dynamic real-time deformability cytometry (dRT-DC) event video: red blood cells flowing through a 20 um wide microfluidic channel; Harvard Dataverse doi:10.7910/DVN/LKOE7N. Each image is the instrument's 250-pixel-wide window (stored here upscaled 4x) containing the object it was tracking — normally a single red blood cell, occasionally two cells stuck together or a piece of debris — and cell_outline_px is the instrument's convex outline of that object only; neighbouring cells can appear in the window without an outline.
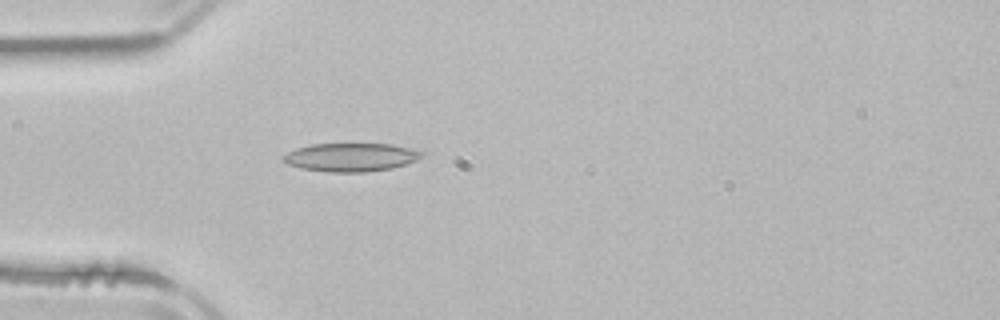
{"species": "common noctule bat (a hibernating species)", "species_latin": "Nyctalus noctula", "temperature_condition": "room temperature", "stored_images_in_passage": 1, "camera_frame_rate_fps": 3000, "um_per_image_px": 0.085, "animal": {"sex": "male", "body_mass_g": 21.5, "forearm_length_mm": 52.0}, "frame": {"image": 1, "passage_image": 1, "time_ms": 0.0, "image_size_px": [1000, 320], "cell_outline_px": [[424, 152], [416, 160], [392, 168], [364, 172], [328, 172], [300, 168], [288, 164], [280, 160], [288, 152], [296, 148], [312, 144], [392, 144], [412, 148]], "centroid_in_image_um": [29.8, 13.36], "position_along_channel_um": 55.2, "area_um2": 22.83}}